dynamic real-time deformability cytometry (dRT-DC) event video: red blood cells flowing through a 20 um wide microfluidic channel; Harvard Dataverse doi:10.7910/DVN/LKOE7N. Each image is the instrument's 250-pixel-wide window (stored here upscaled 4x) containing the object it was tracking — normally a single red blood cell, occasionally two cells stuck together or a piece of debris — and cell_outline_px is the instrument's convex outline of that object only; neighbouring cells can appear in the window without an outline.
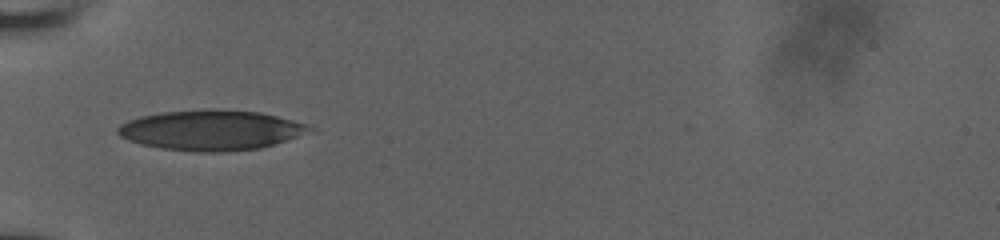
{"species": "human", "species_latin": "Homo sapiens", "temperature_condition": "room temperature", "stored_images_in_passage": 33, "camera_frame_rate_fps": 3000, "um_per_image_px": 0.085, "donor": {"sex": "male"}, "frame": {"image": 1, "passage_image": 1, "time_ms": 0.0, "image_size_px": [1000, 240], "cell_outline_px": [[316, 132], [260, 148], [224, 152], [192, 152], [160, 148], [140, 144], [128, 140], [120, 136], [116, 132], [116, 128], [120, 124], [128, 120], [140, 116], [160, 112], [204, 108], [212, 108], [260, 112], [308, 124], [316, 128]], "centroid_in_image_um": [17.97, 11.06], "position_along_channel_um": 67.0, "area_um2": 45.78}}
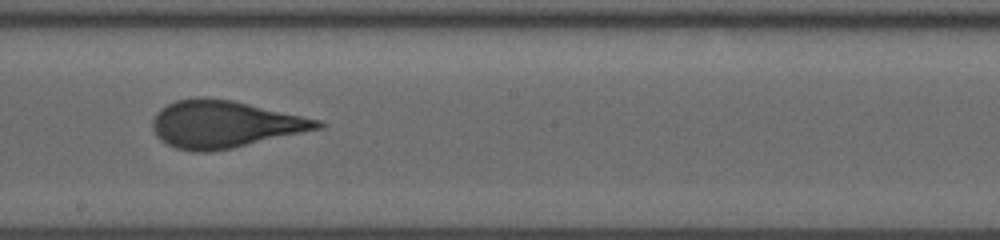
{"frame": {"image": 2, "passage_image": 14, "time_ms": 4.333, "image_size_px": [1000, 240], "cell_outline_px": [[328, 124], [324, 128], [232, 148], [208, 152], [192, 152], [176, 148], [160, 140], [156, 136], [152, 128], [152, 120], [156, 112], [160, 108], [176, 100], [196, 96], [204, 96], [232, 100], [320, 120]], "centroid_in_image_um": [19.07, 10.55], "position_along_channel_um": 229.1, "area_um2": 45.66}}
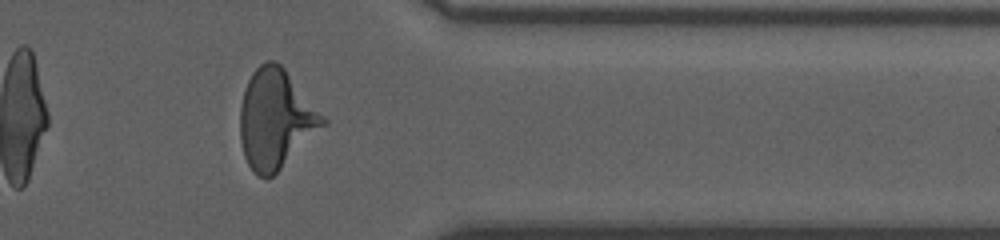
{"frame": {"image": 3, "passage_image": 27, "time_ms": 8.667, "image_size_px": [1000, 240], "cell_outline_px": [[328, 124], [268, 180], [256, 176], [252, 172], [244, 156], [240, 140], [240, 108], [244, 88], [252, 72], [260, 64], [268, 60], [276, 60], [284, 68], [328, 120]], "centroid_in_image_um": [23.43, 10.14], "position_along_channel_um": 388.0, "area_um2": 48.09}, "authors_computed_cell_mechanics": {"area_um2": 44.9106, "velocity_mm_per_s": 3.8427, "shape_relaxation_time_tau1_ms": 5.9601, "shape_relaxation_time_tau2_ms": 0.7029, "deformation_change_tau1": 0.2146, "deformation_change_tau2": 0.0731}}